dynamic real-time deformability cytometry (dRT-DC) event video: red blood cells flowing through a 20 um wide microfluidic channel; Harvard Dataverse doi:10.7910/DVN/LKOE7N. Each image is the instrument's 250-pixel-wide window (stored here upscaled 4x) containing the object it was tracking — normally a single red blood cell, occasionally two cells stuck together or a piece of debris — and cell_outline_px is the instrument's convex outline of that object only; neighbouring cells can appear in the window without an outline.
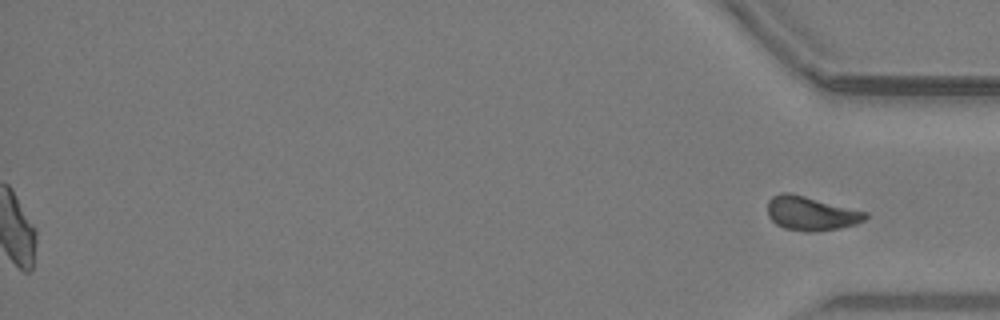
{"species": "common noctule bat (a hibernating species)", "species_latin": "Nyctalus noctula", "temperature_condition": "warm", "stored_images_in_passage": 33, "segment_of_instrument_passage": [2, 2], "camera_frame_rate_fps": 3000, "um_per_image_px": 0.085, "animal": {"sex": "male", "body_mass_g": 19.2, "forearm_length_mm": 51.8}, "frame": {"image": 1, "passage_image": 33, "time_ms": 10.667, "image_size_px": [1000, 320], "cell_outline_px": [[868, 216], [864, 220], [856, 224], [840, 228], [816, 232], [804, 232], [784, 228], [776, 224], [768, 216], [768, 200], [772, 196], [780, 192], [792, 192], [868, 212]], "centroid_in_image_um": [68.93, 18.13], "position_along_channel_um": 366.3, "area_um2": 19.77}}